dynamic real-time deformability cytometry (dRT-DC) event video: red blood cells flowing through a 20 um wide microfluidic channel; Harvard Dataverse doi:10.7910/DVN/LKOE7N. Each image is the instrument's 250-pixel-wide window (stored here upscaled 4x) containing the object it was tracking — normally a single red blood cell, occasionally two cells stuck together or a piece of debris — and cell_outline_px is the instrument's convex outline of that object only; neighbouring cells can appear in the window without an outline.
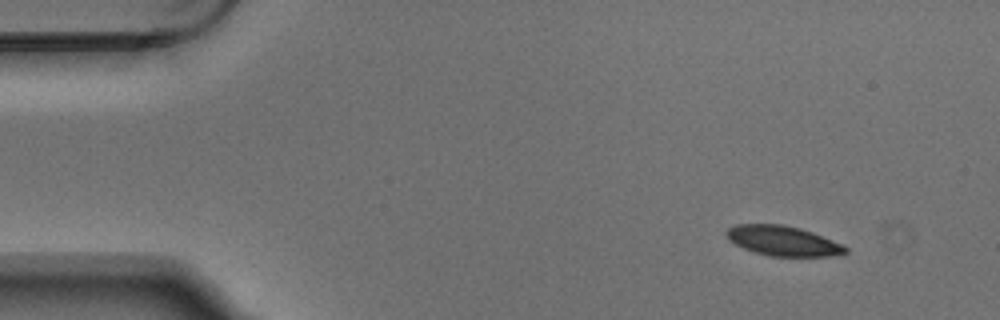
{"species": "Egyptian fruit bat (a non-hibernating species)", "species_latin": "Rousettus aegyptiacus", "temperature_condition": "warm", "stored_images_in_passage": 7, "camera_frame_rate_fps": 3000, "um_per_image_px": 0.085, "animal": {"sex": "male"}, "frame": {"image": 1, "passage_image": 1, "time_ms": 0.0, "image_size_px": [1000, 320], "cell_outline_px": [[848, 252], [832, 256], [768, 256], [744, 248], [728, 240], [724, 232], [728, 228], [736, 224], [784, 224], [800, 228], [812, 232], [844, 244], [848, 248]], "centroid_in_image_um": [66.56, 20.46], "position_along_channel_um": 18.4, "area_um2": 20.87}}
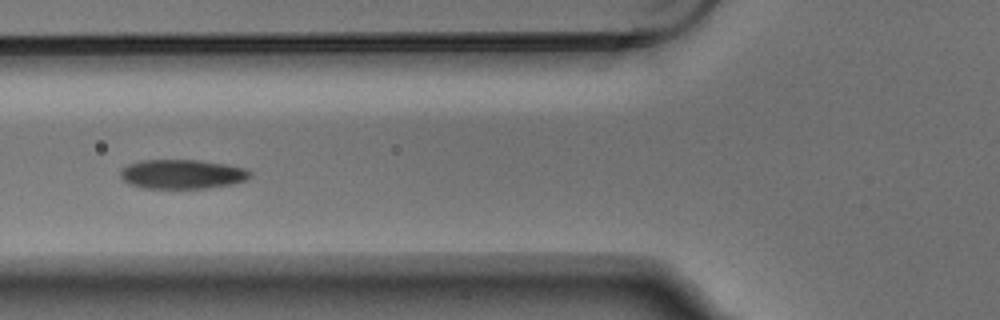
{"frame": {"image": 2, "passage_image": 5, "time_ms": 1.333, "image_size_px": [1000, 320], "cell_outline_px": [[252, 176], [248, 180], [232, 184], [208, 188], [140, 188], [128, 184], [120, 176], [120, 168], [128, 164], [140, 160], [200, 160], [228, 164], [248, 168], [252, 172]], "centroid_in_image_um": [15.52, 14.8], "position_along_channel_um": 110.3, "area_um2": 22.66}}
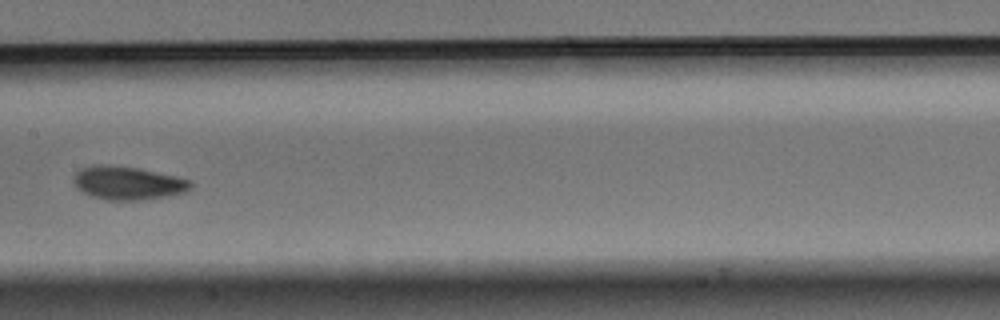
{"frame": {"image": 3, "passage_image": 7, "time_ms": 2.0, "image_size_px": [1000, 320], "cell_outline_px": [[192, 188], [184, 192], [168, 196], [140, 200], [108, 200], [92, 196], [76, 188], [72, 180], [76, 172], [80, 168], [96, 164], [108, 164], [136, 168], [176, 176], [192, 180]], "centroid_in_image_um": [10.85, 15.55], "position_along_channel_um": 196.5, "area_um2": 22.83}}